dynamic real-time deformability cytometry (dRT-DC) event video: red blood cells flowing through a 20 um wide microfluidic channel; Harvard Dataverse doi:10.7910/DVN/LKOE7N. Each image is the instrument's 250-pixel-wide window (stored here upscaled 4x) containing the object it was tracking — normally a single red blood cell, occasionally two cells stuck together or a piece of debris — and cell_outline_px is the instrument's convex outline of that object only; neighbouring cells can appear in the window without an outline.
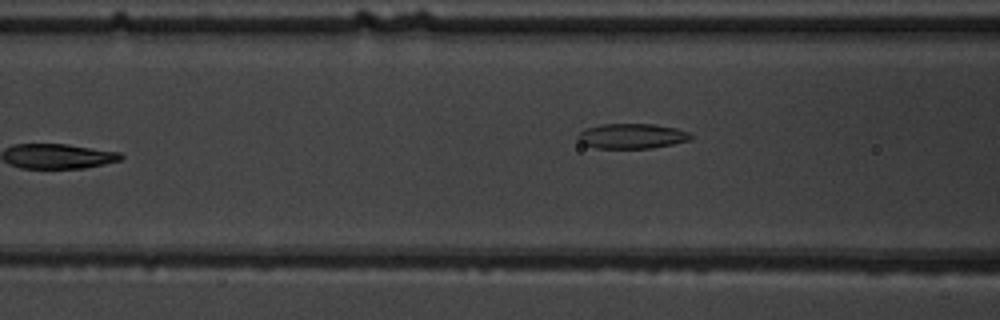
{"species": "common noctule bat (a hibernating species)", "species_latin": "Nyctalus noctula", "temperature_condition": "warm", "stored_images_in_passage": 8, "camera_frame_rate_fps": 3000, "um_per_image_px": 0.085, "animal": {"sex": "male", "body_mass_g": 19.5, "forearm_length_mm": 54.6}, "frame": {"image": 1, "passage_image": 7, "time_ms": 8.0, "image_size_px": [1000, 320], "cell_outline_px": [[692, 136], [688, 140], [672, 144], [652, 148], [596, 148], [584, 144], [576, 136], [584, 128], [600, 124], [652, 124], [676, 128], [688, 132]], "centroid_in_image_um": [53.67, 11.56], "position_along_channel_um": 112.9, "area_um2": 16.36}}
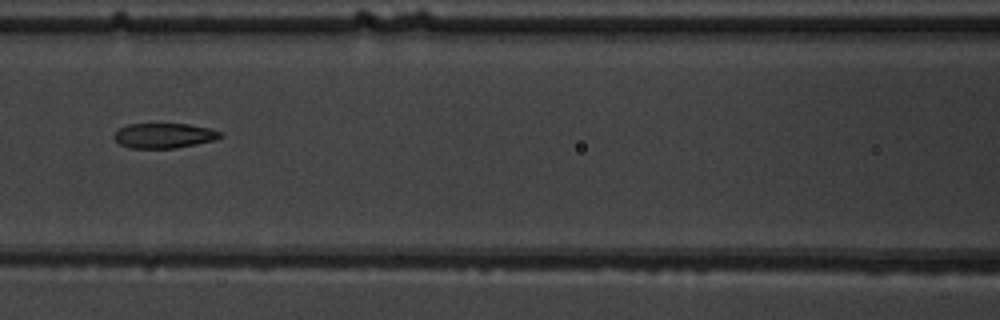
{"frame": {"image": 2, "passage_image": 8, "time_ms": 9.0, "image_size_px": [1000, 320], "cell_outline_px": [[224, 136], [216, 140], [176, 148], [128, 148], [120, 144], [112, 136], [120, 128], [128, 124], [188, 124], [212, 128], [220, 132]], "centroid_in_image_um": [13.97, 11.53], "position_along_channel_um": 152.6, "area_um2": 15.55}}